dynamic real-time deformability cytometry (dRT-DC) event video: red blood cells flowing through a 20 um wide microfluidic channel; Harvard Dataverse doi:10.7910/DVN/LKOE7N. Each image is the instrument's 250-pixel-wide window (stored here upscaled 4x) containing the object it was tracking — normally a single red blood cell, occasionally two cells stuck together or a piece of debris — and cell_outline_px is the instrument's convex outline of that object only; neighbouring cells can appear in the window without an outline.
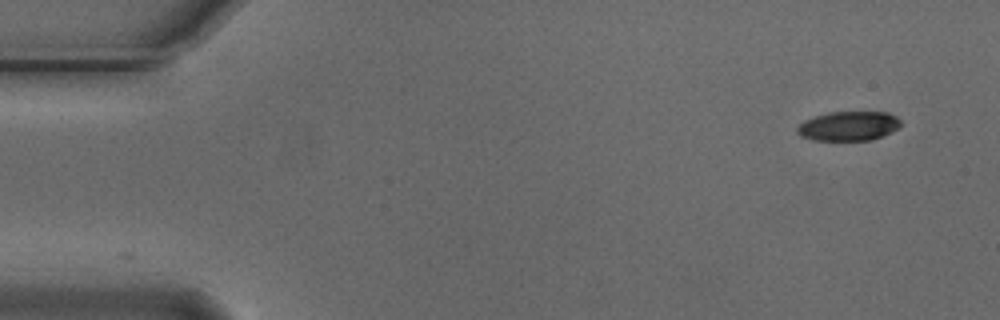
{"species": "Egyptian fruit bat (a non-hibernating species)", "species_latin": "Rousettus aegyptiacus", "temperature_condition": "cold", "stored_images_in_passage": 5, "camera_frame_rate_fps": 3000, "um_per_image_px": 0.085, "animal": {"sex": "male"}, "frame": {"image": 1, "passage_image": 1, "time_ms": 0.0, "image_size_px": [1000, 320], "cell_outline_px": [[900, 124], [892, 132], [872, 140], [812, 140], [800, 136], [796, 132], [796, 128], [804, 120], [828, 112], [888, 112], [896, 116], [900, 120]], "centroid_in_image_um": [72.11, 10.71], "position_along_channel_um": 12.9, "area_um2": 17.74}}
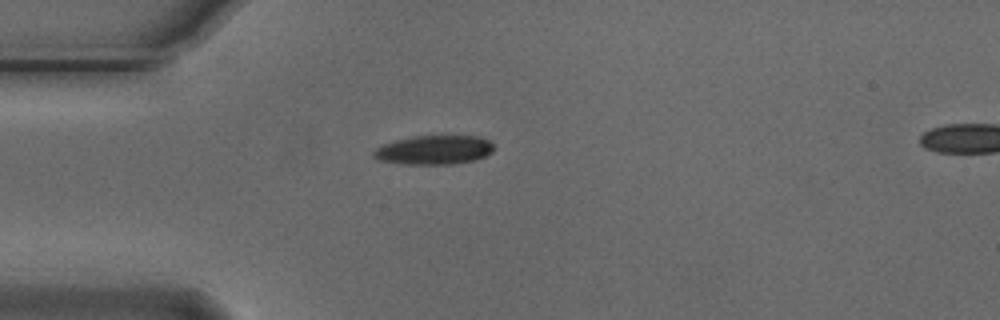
{"frame": {"image": 2, "passage_image": 4, "time_ms": 1.0, "image_size_px": [1000, 320], "cell_outline_px": [[492, 152], [484, 156], [472, 160], [452, 164], [400, 164], [380, 160], [372, 156], [372, 152], [376, 148], [384, 144], [396, 140], [412, 136], [476, 136], [488, 140], [492, 144]], "centroid_in_image_um": [36.85, 12.74], "position_along_channel_um": 48.2, "area_um2": 20.17}}